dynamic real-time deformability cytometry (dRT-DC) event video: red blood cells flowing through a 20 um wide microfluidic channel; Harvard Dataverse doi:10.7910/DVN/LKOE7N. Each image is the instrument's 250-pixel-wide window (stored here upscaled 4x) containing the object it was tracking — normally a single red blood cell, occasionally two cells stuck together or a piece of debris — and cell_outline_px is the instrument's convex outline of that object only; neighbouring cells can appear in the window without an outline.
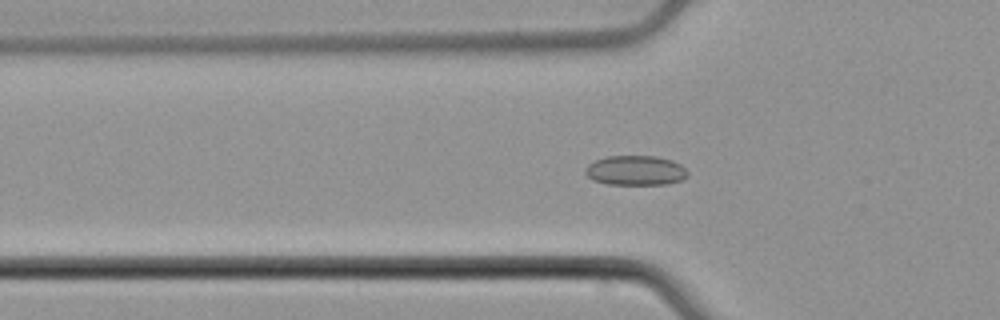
{"species": "common noctule bat (a hibernating species)", "species_latin": "Nyctalus noctula", "temperature_condition": "cold", "stored_images_in_passage": 55, "camera_frame_rate_fps": 3000, "um_per_image_px": 0.085, "animal": {"sex": "male", "body_mass_g": 21.5, "forearm_length_mm": 52.0}, "frame": {"image": 1, "passage_image": 19, "time_ms": 6.0, "image_size_px": [1000, 320], "cell_outline_px": [[688, 176], [680, 180], [668, 184], [608, 184], [592, 180], [584, 172], [584, 168], [588, 164], [596, 160], [608, 156], [656, 156], [672, 160], [680, 164], [688, 172]], "centroid_in_image_um": [54.01, 14.48], "position_along_channel_um": 71.8, "area_um2": 17.74}}
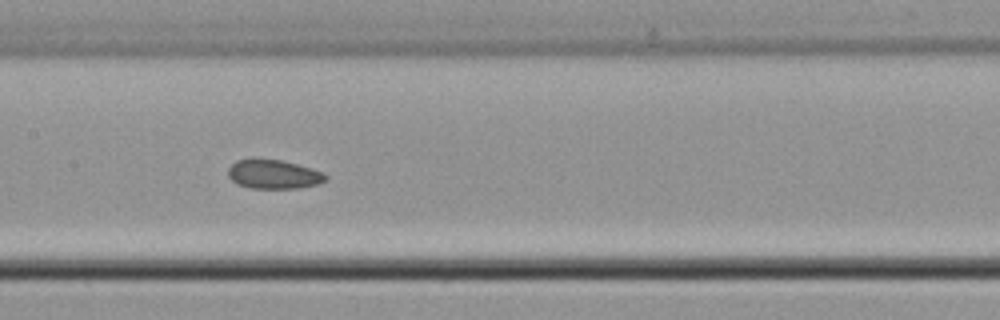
{"frame": {"image": 2, "passage_image": 28, "time_ms": 9.0, "image_size_px": [1000, 320], "cell_outline_px": [[328, 180], [316, 184], [300, 188], [252, 188], [236, 184], [228, 176], [228, 168], [236, 160], [280, 160], [296, 164], [320, 172], [328, 176]], "centroid_in_image_um": [23.24, 14.84], "position_along_channel_um": 184.2, "area_um2": 16.13}}
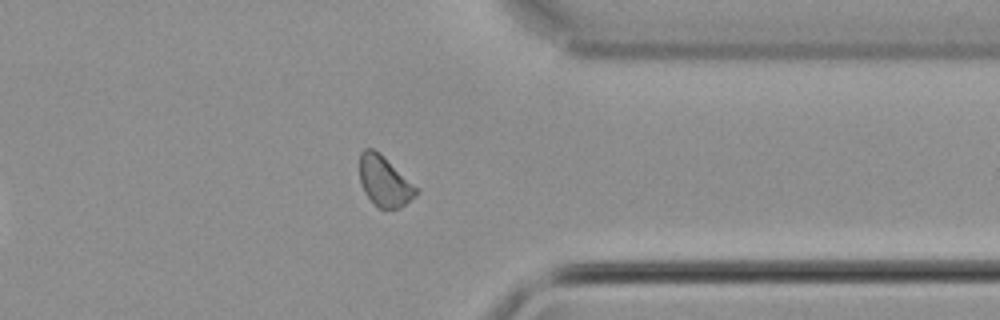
{"frame": {"image": 3, "passage_image": 44, "time_ms": 14.333, "image_size_px": [1000, 320], "cell_outline_px": [[420, 192], [416, 196], [400, 208], [380, 208], [364, 192], [360, 180], [360, 152], [364, 148], [372, 148], [380, 152], [420, 188]], "centroid_in_image_um": [32.73, 15.37], "position_along_channel_um": 378.7, "area_um2": 16.82}}